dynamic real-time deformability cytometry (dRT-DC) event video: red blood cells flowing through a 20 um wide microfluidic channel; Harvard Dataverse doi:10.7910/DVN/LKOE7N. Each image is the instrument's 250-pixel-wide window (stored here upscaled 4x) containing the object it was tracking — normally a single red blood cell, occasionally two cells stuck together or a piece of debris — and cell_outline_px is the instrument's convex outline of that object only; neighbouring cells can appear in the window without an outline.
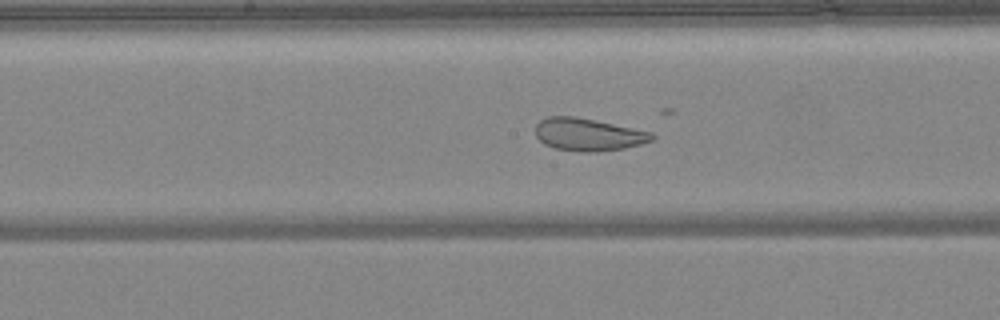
{"species": "common noctule bat (a hibernating species)", "species_latin": "Nyctalus noctula", "temperature_condition": "warm", "stored_images_in_passage": 40, "camera_frame_rate_fps": 3000, "um_per_image_px": 0.085, "animal": {"sex": "female", "body_mass_g": 24.6, "forearm_length_mm": 56.2}, "frame": {"image": 1, "passage_image": 20, "time_ms": 6.333, "image_size_px": [1000, 320], "cell_outline_px": [[656, 136], [652, 140], [640, 144], [624, 148], [596, 152], [584, 152], [556, 148], [544, 144], [536, 136], [536, 124], [540, 120], [548, 116], [572, 116], [652, 132]], "centroid_in_image_um": [49.98, 11.44], "position_along_channel_um": 198.2, "area_um2": 21.79}}
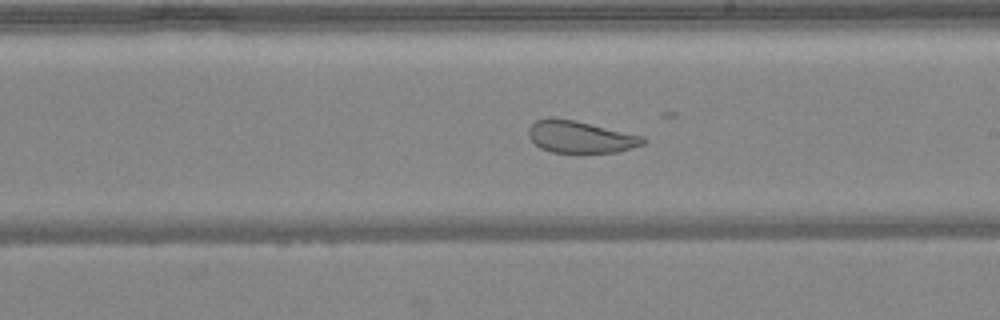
{"frame": {"image": 2, "passage_image": 23, "time_ms": 7.333, "image_size_px": [1000, 320], "cell_outline_px": [[648, 140], [644, 144], [632, 148], [616, 152], [580, 156], [552, 152], [540, 148], [528, 136], [528, 128], [536, 120], [548, 116], [552, 116], [572, 120], [644, 136]], "centroid_in_image_um": [49.32, 11.68], "position_along_channel_um": 239.7, "area_um2": 22.25}}
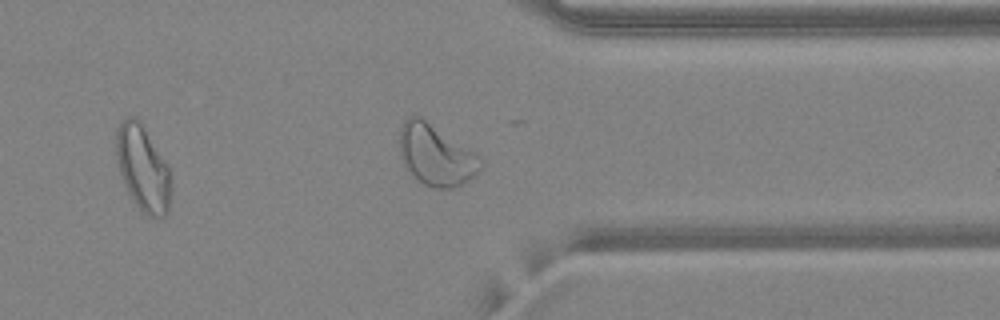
{"frame": {"image": 3, "passage_image": 33, "time_ms": 10.667, "image_size_px": [1000, 320], "cell_outline_px": [[484, 160], [480, 168], [468, 180], [452, 188], [436, 188], [424, 184], [416, 180], [404, 168], [400, 156], [400, 128], [404, 120], [408, 116], [420, 116]], "centroid_in_image_um": [36.98, 13.19], "position_along_channel_um": 374.4, "area_um2": 28.38}, "authors_computed_cell_mechanics": {"area_um2": 29.5936, "velocity_mm_per_s": 4.1674, "shape_relaxation_time_tau1_ms": null, "shape_relaxation_time_tau2_ms": 1.6169, "deformation_change_tau1": null, "deformation_change_tau2": 0.0775}}